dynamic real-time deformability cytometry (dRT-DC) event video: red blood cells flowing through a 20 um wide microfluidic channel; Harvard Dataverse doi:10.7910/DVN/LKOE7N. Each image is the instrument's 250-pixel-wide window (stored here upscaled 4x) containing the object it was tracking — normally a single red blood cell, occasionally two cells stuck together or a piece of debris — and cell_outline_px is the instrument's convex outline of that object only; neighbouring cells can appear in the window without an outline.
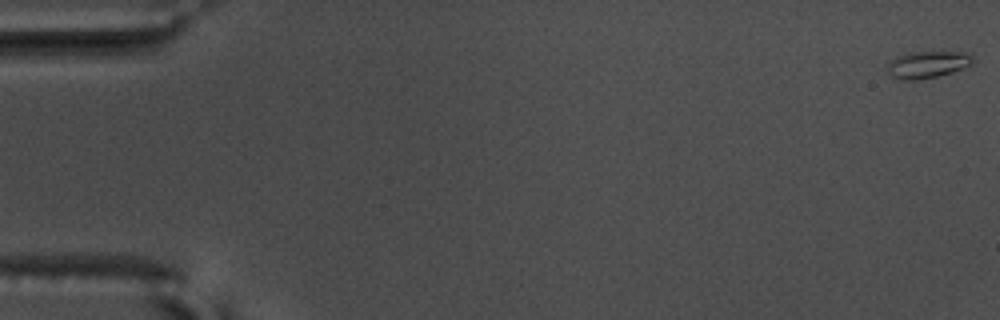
{"species": "common noctule bat (a hibernating species)", "species_latin": "Nyctalus noctula", "temperature_condition": "warm", "stored_images_in_passage": 58, "camera_frame_rate_fps": 3000, "um_per_image_px": 0.085, "animal": {"sex": "male", "body_mass_g": 17.5, "forearm_length_mm": 52.3}, "frame": {"image": 1, "passage_image": 1, "time_ms": 0.0, "image_size_px": [1000, 320], "cell_outline_px": [[972, 64], [952, 72], [920, 80], [896, 80], [888, 72], [888, 64], [896, 56], [912, 52], [964, 52], [972, 56]], "centroid_in_image_um": [78.8, 5.5], "position_along_channel_um": 6.2, "area_um2": 13.29}}
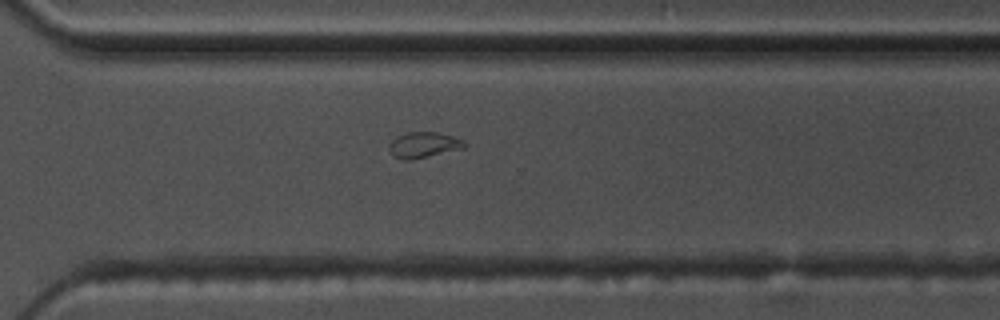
{"frame": {"image": 2, "passage_image": 42, "time_ms": 13.667, "image_size_px": [1000, 320], "cell_outline_px": [[468, 144], [464, 148], [412, 160], [404, 160], [392, 156], [388, 148], [388, 144], [396, 136], [408, 132], [440, 132], [464, 140]], "centroid_in_image_um": [36.0, 12.32], "position_along_channel_um": 334.6, "area_um2": 11.5}}
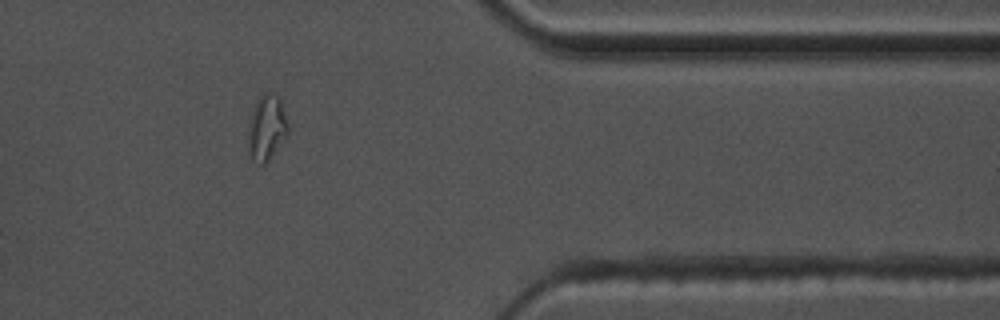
{"frame": {"image": 3, "passage_image": 48, "time_ms": 15.667, "image_size_px": [1000, 320], "cell_outline_px": [[288, 136], [264, 164], [260, 164], [248, 152], [248, 132], [252, 112], [260, 96], [264, 92], [272, 92], [280, 96], [288, 124]], "centroid_in_image_um": [22.7, 10.82], "position_along_channel_um": 388.7, "area_um2": 15.09}, "authors_computed_cell_mechanics": {"area_um2": 11.56, "velocity_mm_per_s": 3.5911, "shape_relaxation_time_tau1_ms": null, "shape_relaxation_time_tau2_ms": 2.9276, "deformation_change_tau1": null, "deformation_change_tau2": 0.0856}}